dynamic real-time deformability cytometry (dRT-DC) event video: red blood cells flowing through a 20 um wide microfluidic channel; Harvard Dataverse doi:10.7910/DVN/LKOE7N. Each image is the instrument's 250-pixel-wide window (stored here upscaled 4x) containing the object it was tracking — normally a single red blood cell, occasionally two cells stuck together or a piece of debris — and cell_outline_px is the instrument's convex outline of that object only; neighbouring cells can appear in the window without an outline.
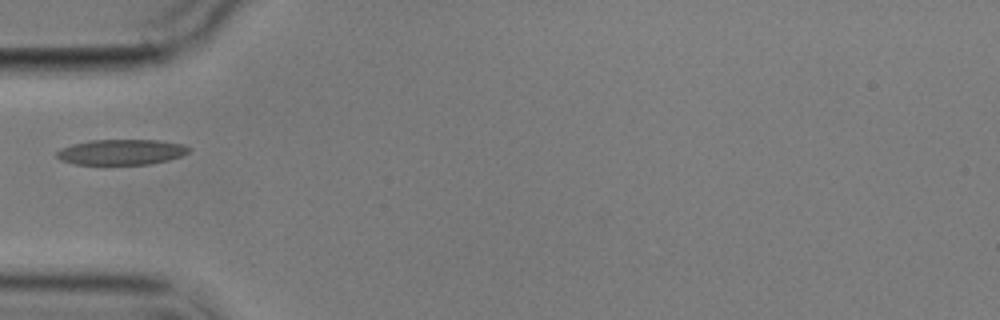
{"species": "common noctule bat (a hibernating species)", "species_latin": "Nyctalus noctula", "temperature_condition": "cold", "stored_images_in_passage": 15, "camera_frame_rate_fps": 3000, "um_per_image_px": 0.085, "animal": {"sex": "male", "body_mass_g": 17.9}, "frame": {"image": 1, "passage_image": 5, "time_ms": 6.0, "image_size_px": [1000, 320], "cell_outline_px": [[192, 148], [188, 152], [180, 156], [168, 160], [148, 164], [76, 164], [60, 160], [56, 156], [56, 152], [60, 148], [72, 144], [88, 140], [156, 140], [184, 144]], "centroid_in_image_um": [10.3, 12.91], "position_along_channel_um": 74.7, "area_um2": 19.59}}
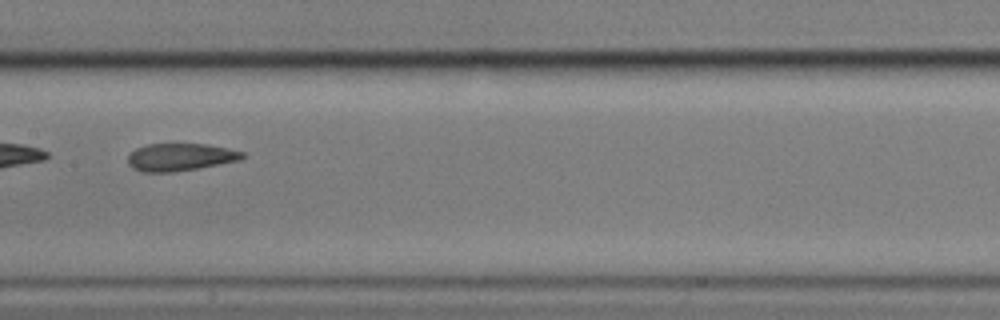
{"frame": {"image": 2, "passage_image": 8, "time_ms": 9.333, "image_size_px": [1000, 320], "cell_outline_px": [[248, 156], [240, 160], [196, 168], [172, 172], [144, 172], [132, 168], [128, 164], [128, 156], [136, 148], [148, 144], [208, 144], [228, 148], [244, 152]], "centroid_in_image_um": [15.34, 13.35], "position_along_channel_um": 192.1, "area_um2": 18.32}}
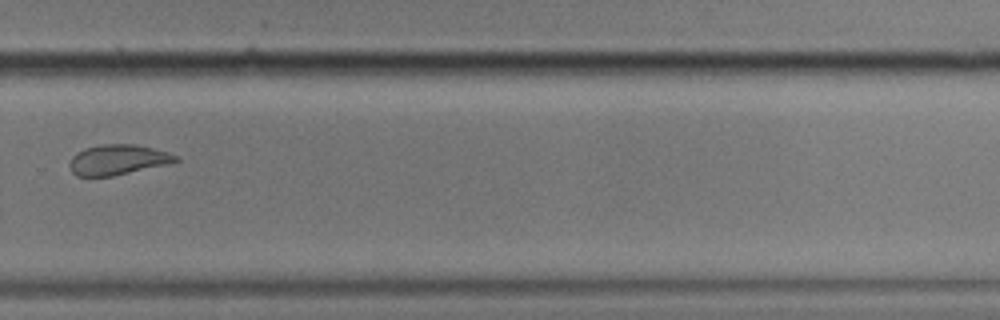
{"frame": {"image": 3, "passage_image": 11, "time_ms": 13.0, "image_size_px": [1000, 320], "cell_outline_px": [[180, 160], [164, 164], [112, 176], [76, 176], [72, 172], [68, 164], [72, 156], [76, 152], [84, 148], [100, 144], [136, 144], [168, 152], [180, 156]], "centroid_in_image_um": [9.97, 13.56], "position_along_channel_um": 319.8, "area_um2": 18.61}, "authors_computed_cell_mechanics": {"area_um2": 20.1722, "velocity_mm_per_s": 3.5029, "shape_relaxation_time_tau1_ms": null, "shape_relaxation_time_tau2_ms": 2.3854, "deformation_change_tau1": null, "deformation_change_tau2": 0.1038}}